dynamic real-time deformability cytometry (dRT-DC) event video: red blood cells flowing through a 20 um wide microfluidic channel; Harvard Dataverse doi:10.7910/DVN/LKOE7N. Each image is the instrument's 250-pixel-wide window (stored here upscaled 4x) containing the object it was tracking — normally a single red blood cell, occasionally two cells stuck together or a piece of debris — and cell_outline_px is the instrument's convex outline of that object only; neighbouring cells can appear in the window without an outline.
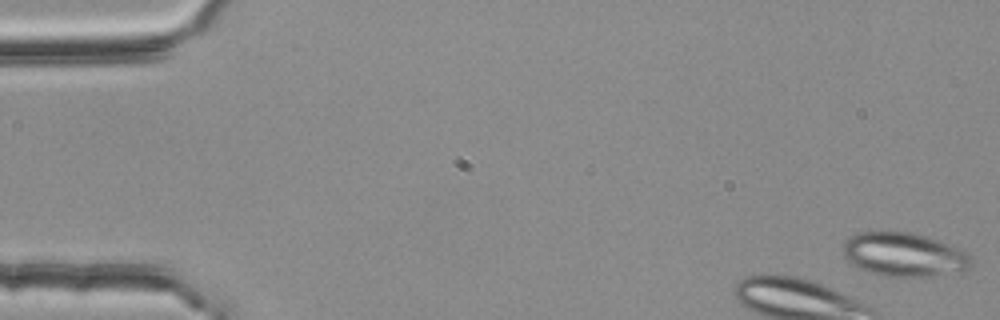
{"species": "common noctule bat (a hibernating species)", "species_latin": "Nyctalus noctula", "temperature_condition": "room temperature", "stored_images_in_passage": 12, "camera_frame_rate_fps": 3000, "um_per_image_px": 0.085, "animal": {"sex": "female", "body_mass_g": 25.1}, "frame": {"image": 1, "passage_image": 1, "time_ms": 0.0, "image_size_px": [1000, 320], "cell_outline_px": [[972, 264], [968, 268], [928, 276], [884, 276], [868, 272], [852, 264], [844, 256], [844, 244], [856, 232], [912, 232], [936, 240], [956, 248], [972, 256]], "centroid_in_image_um": [76.8, 21.63], "position_along_channel_um": 8.2, "area_um2": 31.91}}